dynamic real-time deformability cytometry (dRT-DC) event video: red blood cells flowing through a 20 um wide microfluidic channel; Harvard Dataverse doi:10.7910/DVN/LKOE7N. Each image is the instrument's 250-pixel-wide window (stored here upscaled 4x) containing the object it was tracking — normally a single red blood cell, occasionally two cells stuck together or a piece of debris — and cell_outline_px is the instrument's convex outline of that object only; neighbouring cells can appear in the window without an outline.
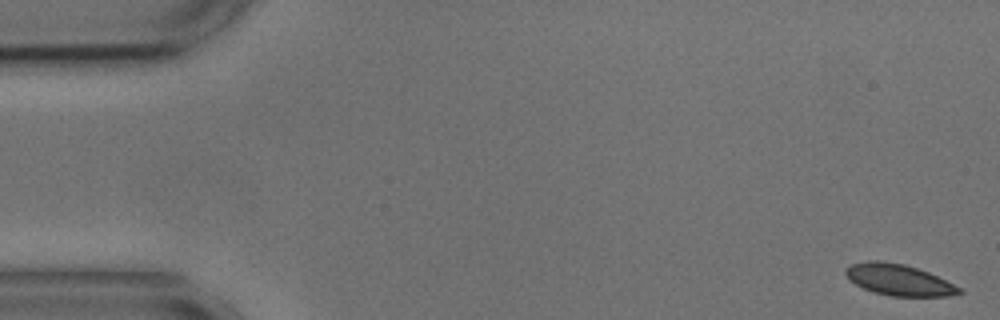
{"species": "common noctule bat (a hibernating species)", "species_latin": "Nyctalus noctula", "temperature_condition": "cold", "stored_images_in_passage": 56, "camera_frame_rate_fps": 3000, "um_per_image_px": 0.085, "animal": {"sex": "male", "body_mass_g": 17.9, "forearm_length_mm": 54.2}, "frame": {"image": 1, "passage_image": 1, "time_ms": 0.0, "image_size_px": [1000, 320], "cell_outline_px": [[964, 292], [948, 296], [892, 296], [872, 292], [856, 284], [844, 272], [852, 264], [868, 260], [880, 260], [904, 264], [928, 272], [960, 288]], "centroid_in_image_um": [76.39, 23.79], "position_along_channel_um": 8.6, "area_um2": 20.29}}
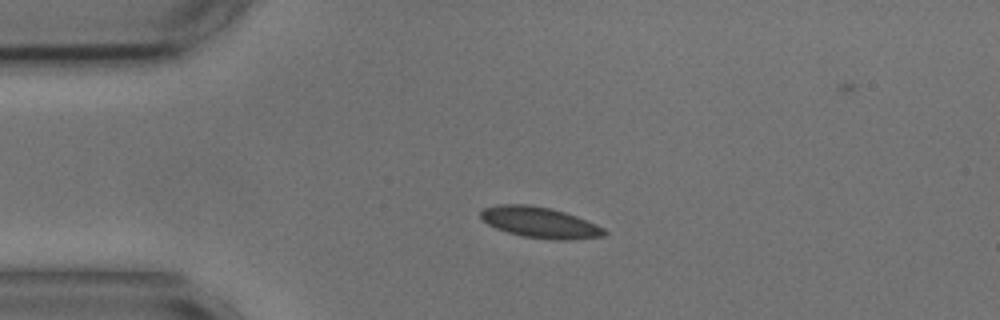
{"frame": {"image": 2, "passage_image": 12, "time_ms": 3.667, "image_size_px": [1000, 320], "cell_outline_px": [[608, 232], [604, 236], [568, 240], [556, 240], [524, 236], [508, 232], [496, 228], [488, 224], [480, 216], [480, 212], [484, 208], [496, 204], [528, 204], [552, 208], [576, 216], [596, 224], [604, 228]], "centroid_in_image_um": [45.9, 18.9], "position_along_channel_um": 39.1, "area_um2": 22.2}}
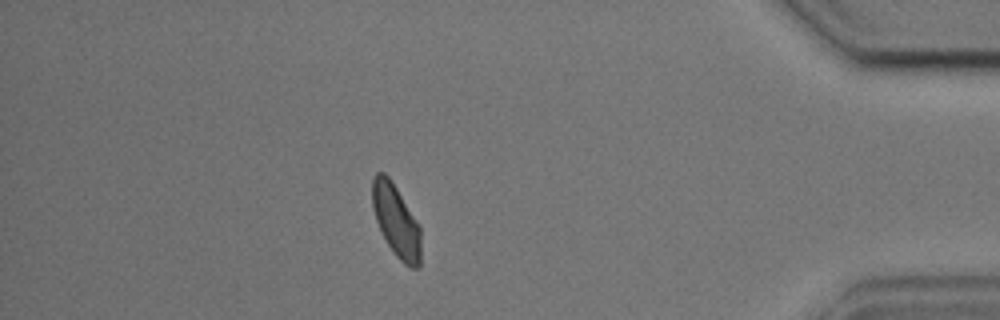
{"frame": {"image": 3, "passage_image": 48, "time_ms": 15.667, "image_size_px": [1000, 320], "cell_outline_px": [[420, 268], [412, 268], [404, 264], [396, 256], [388, 244], [376, 220], [372, 208], [372, 180], [376, 172], [384, 172], [388, 176], [396, 188], [416, 220], [420, 228]], "centroid_in_image_um": [33.66, 18.77], "position_along_channel_um": 401.5, "area_um2": 20.11}, "authors_computed_cell_mechanics": {"area_um2": 20.9814, "velocity_mm_per_s": 3.5904, "shape_relaxation_time_tau1_ms": 6.9385, "shape_relaxation_time_tau2_ms": 1.1754, "deformation_change_tau1": 0.1166, "deformation_change_tau2": 0.0587}}